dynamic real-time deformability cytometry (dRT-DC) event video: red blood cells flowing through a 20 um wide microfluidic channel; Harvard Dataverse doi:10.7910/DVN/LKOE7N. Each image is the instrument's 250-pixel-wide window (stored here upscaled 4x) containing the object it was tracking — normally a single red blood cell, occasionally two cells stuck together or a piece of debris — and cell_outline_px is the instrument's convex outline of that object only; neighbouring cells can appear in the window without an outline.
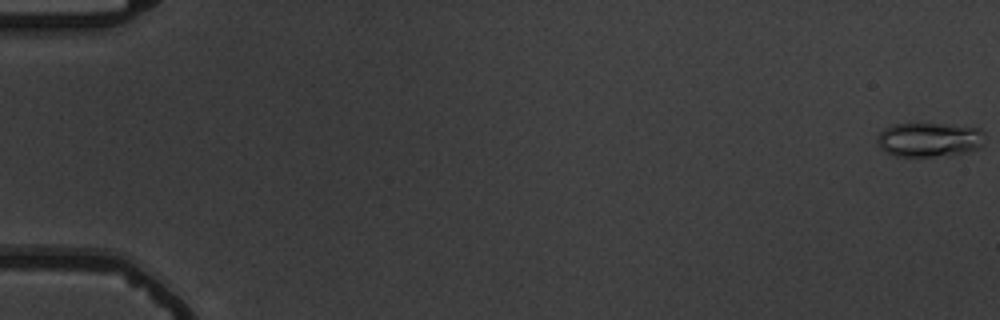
{"species": "common noctule bat (a hibernating species)", "species_latin": "Nyctalus noctula", "temperature_condition": "warm", "stored_images_in_passage": 57, "camera_frame_rate_fps": 3000, "um_per_image_px": 0.085, "animal": {"sex": "male", "body_mass_g": 19.5, "forearm_length_mm": 54.6}, "frame": {"image": 1, "passage_image": 1, "time_ms": 0.0, "image_size_px": [1000, 320], "cell_outline_px": [[984, 144], [980, 148], [968, 152], [932, 156], [896, 156], [880, 148], [876, 140], [876, 136], [884, 128], [892, 124], [948, 124], [980, 128], [984, 132]], "centroid_in_image_um": [79.0, 11.86], "position_along_channel_um": 6.0, "area_um2": 21.62}}
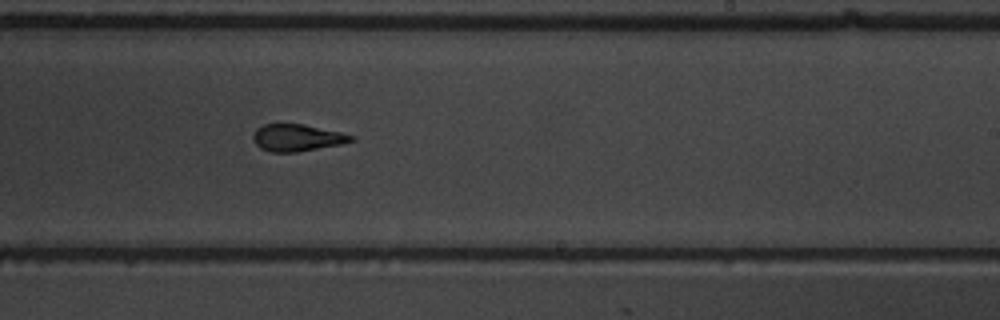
{"frame": {"image": 2, "passage_image": 36, "time_ms": 11.667, "image_size_px": [1000, 320], "cell_outline_px": [[356, 140], [340, 144], [296, 152], [268, 152], [260, 148], [256, 144], [252, 136], [256, 128], [264, 124], [304, 124], [340, 132], [356, 136]], "centroid_in_image_um": [25.25, 11.7], "position_along_channel_um": 263.8, "area_um2": 15.43}}
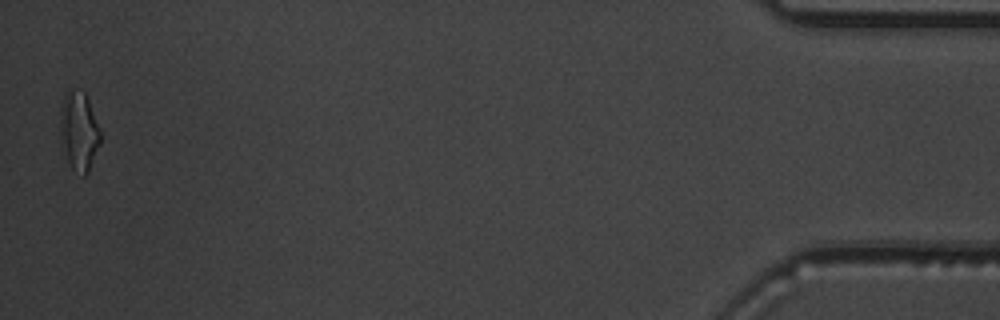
{"frame": {"image": 3, "passage_image": 56, "time_ms": 18.333, "image_size_px": [1000, 320], "cell_outline_px": [[100, 144], [88, 172], [84, 176], [72, 168], [60, 148], [60, 108], [64, 96], [72, 88], [84, 92], [88, 96], [100, 128]], "centroid_in_image_um": [6.7, 11.13], "position_along_channel_um": 428.5, "area_um2": 18.84}, "authors_computed_cell_mechanics": {"area_um2": 16.2996, "velocity_mm_per_s": 3.7257, "shape_relaxation_time_tau1_ms": 6.6826, "shape_relaxation_time_tau2_ms": 1.7987, "deformation_change_tau1": 0.2065, "deformation_change_tau2": 0.1025}}